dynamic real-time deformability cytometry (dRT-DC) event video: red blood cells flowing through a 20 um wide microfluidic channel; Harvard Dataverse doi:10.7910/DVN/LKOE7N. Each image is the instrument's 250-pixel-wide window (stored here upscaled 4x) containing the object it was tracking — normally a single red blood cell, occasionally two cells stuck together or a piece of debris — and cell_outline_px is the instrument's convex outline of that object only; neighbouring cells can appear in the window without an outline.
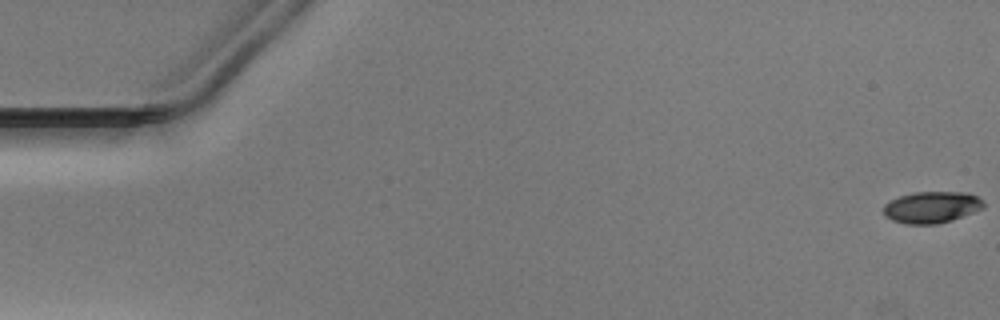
{"species": "Egyptian fruit bat (a non-hibernating species)", "species_latin": "Rousettus aegyptiacus", "temperature_condition": "warm", "stored_images_in_passage": 52, "camera_frame_rate_fps": 3000, "um_per_image_px": 0.085, "animal": {"sex": "male"}, "frame": {"image": 1, "passage_image": 1, "time_ms": 0.0, "image_size_px": [1000, 320], "cell_outline_px": [[984, 208], [952, 220], [936, 224], [904, 224], [892, 220], [884, 216], [884, 204], [900, 196], [912, 192], [968, 192], [984, 200]], "centroid_in_image_um": [79.2, 17.61], "position_along_channel_um": 5.8, "area_um2": 18.5}}
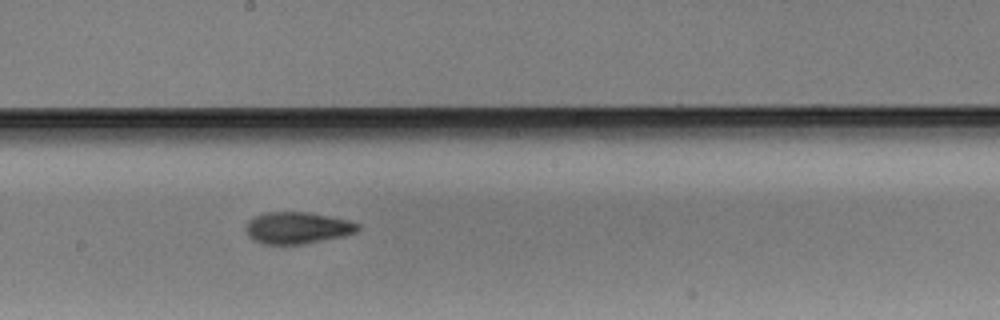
{"frame": {"image": 2, "passage_image": 29, "time_ms": 9.333, "image_size_px": [1000, 320], "cell_outline_px": [[360, 228], [356, 232], [344, 236], [304, 244], [264, 244], [252, 240], [248, 236], [244, 228], [248, 220], [264, 212], [308, 212], [328, 216], [360, 224]], "centroid_in_image_um": [25.23, 19.37], "position_along_channel_um": 223.0, "area_um2": 20.75}}
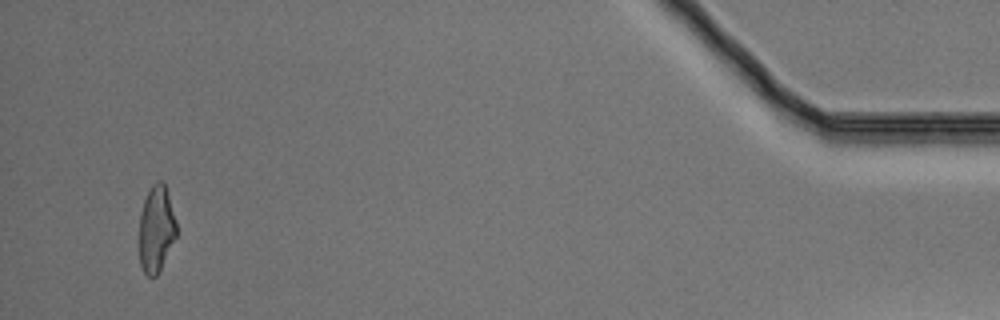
{"frame": {"image": 3, "passage_image": 50, "time_ms": 16.333, "image_size_px": [1000, 320], "cell_outline_px": [[176, 236], [160, 272], [156, 276], [148, 276], [144, 272], [140, 264], [140, 216], [144, 200], [152, 184], [156, 180], [164, 180], [168, 192], [176, 220]], "centroid_in_image_um": [13.3, 19.44], "position_along_channel_um": 421.9, "area_um2": 18.84}}